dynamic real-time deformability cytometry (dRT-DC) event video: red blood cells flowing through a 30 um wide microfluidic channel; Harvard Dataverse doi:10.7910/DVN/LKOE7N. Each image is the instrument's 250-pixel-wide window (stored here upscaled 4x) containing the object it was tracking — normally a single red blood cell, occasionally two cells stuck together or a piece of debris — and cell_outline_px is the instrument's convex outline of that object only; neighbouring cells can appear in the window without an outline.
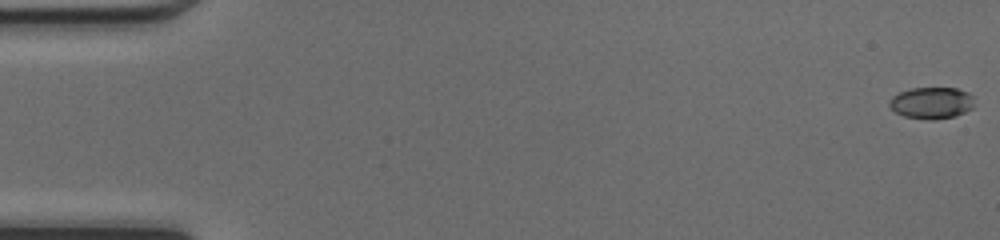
{"species": "common noctule bat (a hibernating species)", "species_latin": "Nyctalus noctula", "temperature_condition": "cold", "stored_images_in_passage": 49, "camera_frame_rate_fps": 3000, "um_per_image_px": 0.085, "animal": {"sex": "female", "body_mass_g": 17.0, "forearm_length_mm": 48.0}, "frame": {"image": 1, "passage_image": 1, "time_ms": 0.0, "image_size_px": [1000, 240], "cell_outline_px": [[972, 108], [956, 116], [932, 120], [928, 120], [904, 116], [896, 112], [888, 104], [892, 96], [900, 92], [912, 88], [956, 88], [968, 92], [972, 96]], "centroid_in_image_um": [79.17, 8.75], "position_along_channel_um": 5.8, "area_um2": 15.55}}
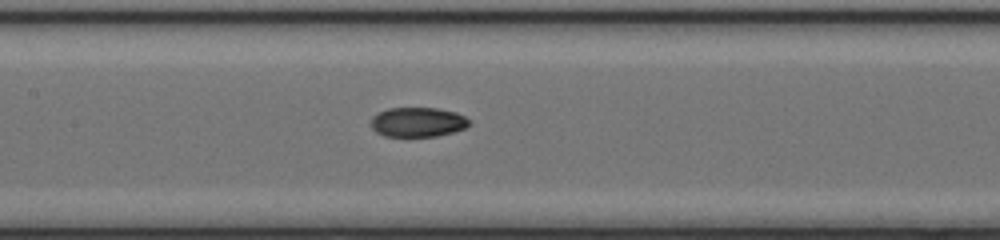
{"frame": {"image": 2, "passage_image": 24, "time_ms": 7.667, "image_size_px": [1000, 240], "cell_outline_px": [[468, 124], [464, 128], [452, 132], [436, 136], [384, 136], [376, 132], [372, 128], [372, 116], [388, 108], [436, 108], [456, 112], [464, 116], [468, 120]], "centroid_in_image_um": [35.48, 10.37], "position_along_channel_um": 171.9, "area_um2": 16.7}}
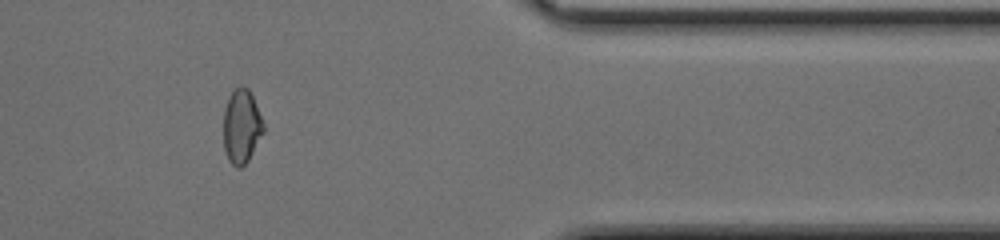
{"frame": {"image": 3, "passage_image": 41, "time_ms": 13.333, "image_size_px": [1000, 240], "cell_outline_px": [[264, 132], [248, 160], [240, 168], [236, 168], [228, 160], [224, 148], [224, 108], [228, 96], [236, 88], [248, 88], [252, 96], [264, 124]], "centroid_in_image_um": [20.52, 10.77], "position_along_channel_um": 390.9, "area_um2": 17.05}, "authors_computed_cell_mechanics": {"area_um2": 17.051, "velocity_mm_per_s": 4.2883, "shape_relaxation_time_tau1_ms": null, "shape_relaxation_time_tau2_ms": 2.1686, "deformation_change_tau1": null, "deformation_change_tau2": 0.0581}}